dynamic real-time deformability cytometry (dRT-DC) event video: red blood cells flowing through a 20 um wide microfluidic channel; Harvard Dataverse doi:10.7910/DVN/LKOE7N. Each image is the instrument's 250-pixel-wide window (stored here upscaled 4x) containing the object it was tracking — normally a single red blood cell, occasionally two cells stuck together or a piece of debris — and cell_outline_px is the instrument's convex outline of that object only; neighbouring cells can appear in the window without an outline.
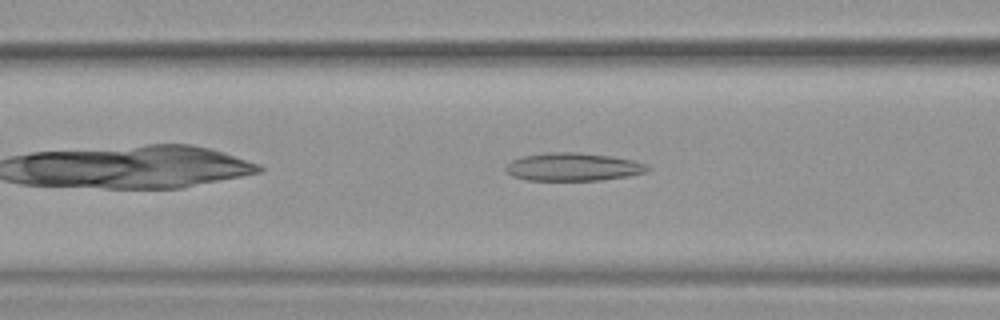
{"species": "common noctule bat (a hibernating species)", "species_latin": "Nyctalus noctula", "temperature_condition": "warm", "stored_images_in_passage": 38, "camera_frame_rate_fps": 3000, "um_per_image_px": 0.085, "animal": {"sex": "female", "body_mass_g": 19.9}, "frame": {"image": 1, "passage_image": 6, "time_ms": 1.667, "image_size_px": [1000, 320], "cell_outline_px": [[652, 168], [644, 172], [628, 176], [604, 180], [528, 180], [512, 176], [504, 168], [512, 160], [524, 156], [544, 152], [580, 152], [612, 156], [632, 160], [644, 164]], "centroid_in_image_um": [48.71, 14.18], "position_along_channel_um": 117.9, "area_um2": 23.12}}
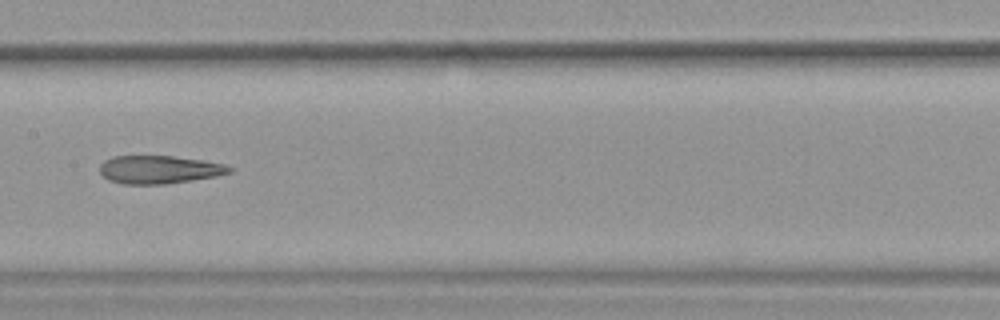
{"frame": {"image": 2, "passage_image": 12, "time_ms": 3.667, "image_size_px": [1000, 320], "cell_outline_px": [[232, 172], [216, 176], [192, 180], [164, 184], [124, 184], [108, 180], [100, 172], [100, 164], [104, 160], [112, 156], [172, 156], [200, 160], [224, 164], [232, 168]], "centroid_in_image_um": [13.5, 14.41], "position_along_channel_um": 193.9, "area_um2": 21.1}, "authors_computed_cell_mechanics": {"area_um2": 22.9177, "velocity_mm_per_s": 3.7973, "shape_relaxation_time_tau1_ms": null, "shape_relaxation_time_tau2_ms": 5.0108, "deformation_change_tau1": null, "deformation_change_tau2": 0.176}}